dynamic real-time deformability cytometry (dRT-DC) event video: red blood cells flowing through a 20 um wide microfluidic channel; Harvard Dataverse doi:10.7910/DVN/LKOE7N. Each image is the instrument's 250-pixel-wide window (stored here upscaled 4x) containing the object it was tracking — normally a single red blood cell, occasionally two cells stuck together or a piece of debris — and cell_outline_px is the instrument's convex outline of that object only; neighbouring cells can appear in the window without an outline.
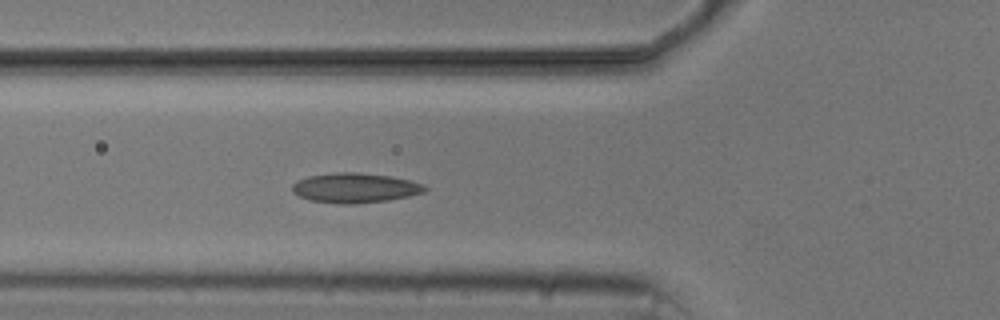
{"species": "common noctule bat (a hibernating species)", "species_latin": "Nyctalus noctula", "temperature_condition": "cold", "stored_images_in_passage": 5, "camera_frame_rate_fps": 3000, "um_per_image_px": 0.085, "animal": {"sex": "male", "body_mass_g": 20.5, "forearm_length_mm": 52.5}, "frame": {"image": 1, "passage_image": 5, "time_ms": 5.333, "image_size_px": [1000, 320], "cell_outline_px": [[428, 188], [424, 192], [408, 196], [388, 200], [352, 204], [340, 204], [312, 200], [300, 196], [292, 192], [292, 184], [296, 180], [308, 176], [336, 172], [360, 172], [392, 176], [412, 180], [424, 184]], "centroid_in_image_um": [30.19, 15.95], "position_along_channel_um": 95.6, "area_um2": 23.18}}